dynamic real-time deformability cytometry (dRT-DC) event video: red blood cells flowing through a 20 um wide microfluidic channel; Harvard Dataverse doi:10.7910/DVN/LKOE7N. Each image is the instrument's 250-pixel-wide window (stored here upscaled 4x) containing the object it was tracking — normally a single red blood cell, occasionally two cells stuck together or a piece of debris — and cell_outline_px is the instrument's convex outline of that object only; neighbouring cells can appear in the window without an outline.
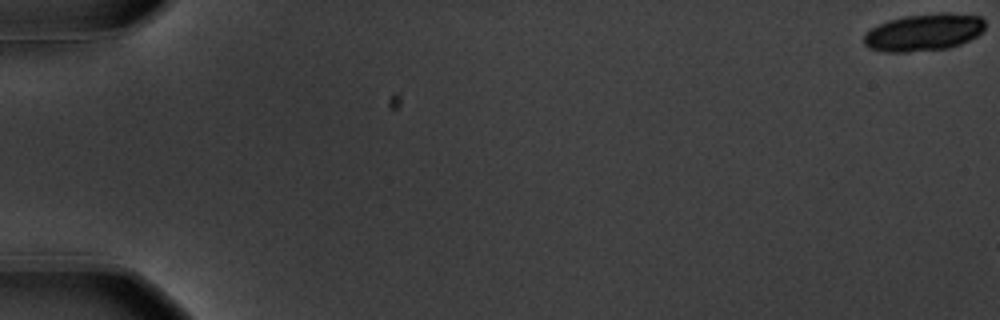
{"species": "common noctule bat (a hibernating species)", "species_latin": "Nyctalus noctula", "temperature_condition": "warm", "stored_images_in_passage": 8, "camera_frame_rate_fps": 3000, "um_per_image_px": 0.085, "animal": {"sex": "male", "body_mass_g": 20.1, "forearm_length_mm": 53.5}, "frame": {"image": 1, "passage_image": 1, "time_ms": 0.0, "image_size_px": [1000, 320], "cell_outline_px": [[984, 28], [976, 36], [960, 44], [948, 48], [908, 52], [884, 52], [868, 48], [864, 44], [864, 32], [888, 20], [904, 16], [940, 12], [948, 12], [984, 16]], "centroid_in_image_um": [78.52, 2.73], "position_along_channel_um": 6.5, "area_um2": 26.47}}